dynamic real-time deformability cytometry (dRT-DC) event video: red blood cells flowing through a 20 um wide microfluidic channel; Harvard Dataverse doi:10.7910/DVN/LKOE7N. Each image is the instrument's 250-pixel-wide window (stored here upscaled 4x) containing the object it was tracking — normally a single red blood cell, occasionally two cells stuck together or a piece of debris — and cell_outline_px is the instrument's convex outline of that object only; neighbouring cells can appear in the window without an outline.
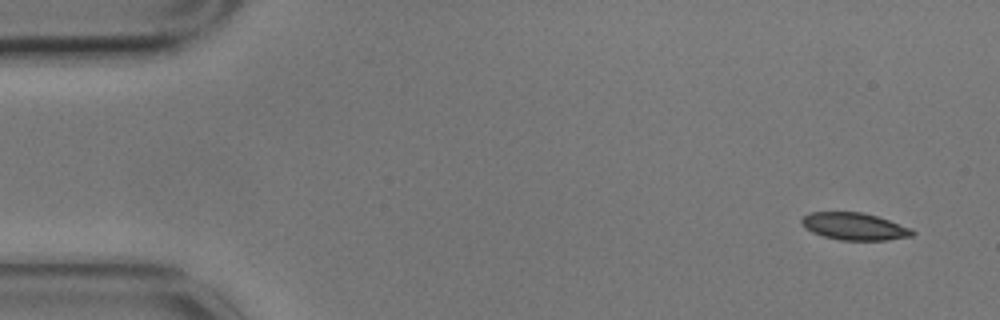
{"species": "common noctule bat (a hibernating species)", "species_latin": "Nyctalus noctula", "temperature_condition": "cold", "stored_images_in_passage": 4, "camera_frame_rate_fps": 3000, "um_per_image_px": 0.085, "animal": {"sex": "male", "body_mass_g": 17.9}, "frame": {"image": 1, "passage_image": 1, "time_ms": 0.0, "image_size_px": [1000, 320], "cell_outline_px": [[916, 232], [912, 236], [888, 240], [840, 240], [824, 236], [812, 232], [804, 228], [800, 224], [800, 220], [808, 212], [860, 212], [876, 216], [912, 228]], "centroid_in_image_um": [72.6, 19.24], "position_along_channel_um": 12.4, "area_um2": 17.63}}